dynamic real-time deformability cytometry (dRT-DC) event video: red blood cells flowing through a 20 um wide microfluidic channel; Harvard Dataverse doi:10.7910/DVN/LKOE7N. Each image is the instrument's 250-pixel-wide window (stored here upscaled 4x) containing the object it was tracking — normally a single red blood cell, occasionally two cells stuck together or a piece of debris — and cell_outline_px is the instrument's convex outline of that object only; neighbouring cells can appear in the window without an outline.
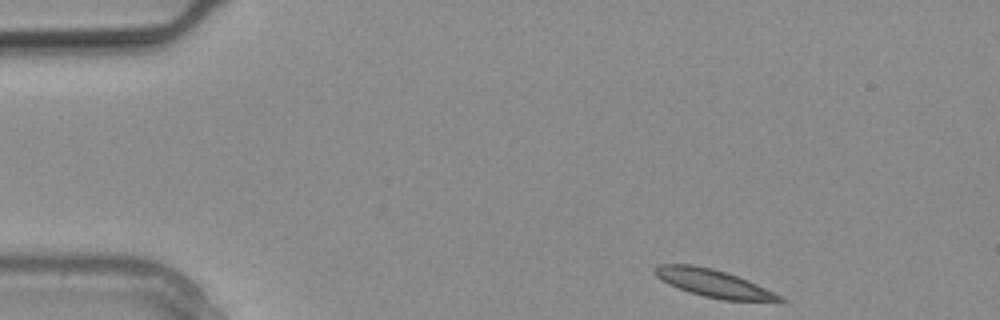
{"species": "common noctule bat (a hibernating species)", "species_latin": "Nyctalus noctula", "temperature_condition": "warm", "stored_images_in_passage": 25, "camera_frame_rate_fps": 3000, "um_per_image_px": 0.085, "animal": {"sex": "male", "body_mass_g": 20.4}, "frame": {"image": 1, "passage_image": 1, "time_ms": 0.0, "image_size_px": [1000, 320], "cell_outline_px": [[784, 300], [724, 300], [704, 296], [688, 292], [668, 284], [660, 280], [652, 272], [660, 264], [692, 264], [712, 268], [748, 280], [780, 296]], "centroid_in_image_um": [60.51, 24.05], "position_along_channel_um": 24.5, "area_um2": 19.54}}
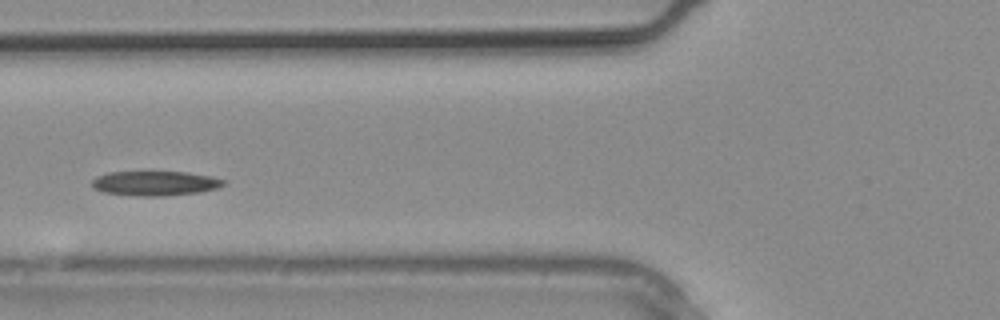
{"frame": {"image": 2, "passage_image": 8, "time_ms": 2.333, "image_size_px": [1000, 320], "cell_outline_px": [[228, 180], [224, 184], [216, 188], [200, 192], [164, 196], [144, 196], [104, 192], [92, 188], [88, 184], [96, 176], [108, 172], [188, 172], [212, 176]], "centroid_in_image_um": [13.17, 15.57], "position_along_channel_um": 112.6, "area_um2": 19.02}}